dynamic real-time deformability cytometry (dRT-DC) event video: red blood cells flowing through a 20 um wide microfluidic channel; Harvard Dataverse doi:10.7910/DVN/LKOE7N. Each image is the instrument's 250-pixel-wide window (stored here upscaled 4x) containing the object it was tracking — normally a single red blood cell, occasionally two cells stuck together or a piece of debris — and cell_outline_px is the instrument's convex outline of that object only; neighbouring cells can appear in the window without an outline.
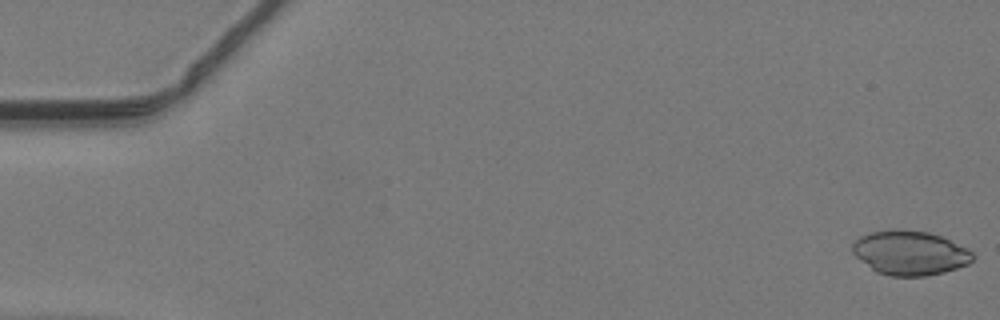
{"species": "common noctule bat (a hibernating species)", "species_latin": "Nyctalus noctula", "temperature_condition": "warm", "stored_images_in_passage": 48, "camera_frame_rate_fps": 3000, "um_per_image_px": 0.085, "animal": {"sex": "male", "body_mass_g": 19.2, "forearm_length_mm": 51.8}, "frame": {"image": 1, "passage_image": 1, "time_ms": 0.0, "image_size_px": [1000, 320], "cell_outline_px": [[976, 256], [968, 264], [944, 272], [924, 276], [888, 276], [876, 272], [856, 256], [852, 252], [852, 244], [860, 236], [872, 232], [928, 232], [940, 236], [968, 248]], "centroid_in_image_um": [77.37, 21.54], "position_along_channel_um": 7.6, "area_um2": 30.29}}